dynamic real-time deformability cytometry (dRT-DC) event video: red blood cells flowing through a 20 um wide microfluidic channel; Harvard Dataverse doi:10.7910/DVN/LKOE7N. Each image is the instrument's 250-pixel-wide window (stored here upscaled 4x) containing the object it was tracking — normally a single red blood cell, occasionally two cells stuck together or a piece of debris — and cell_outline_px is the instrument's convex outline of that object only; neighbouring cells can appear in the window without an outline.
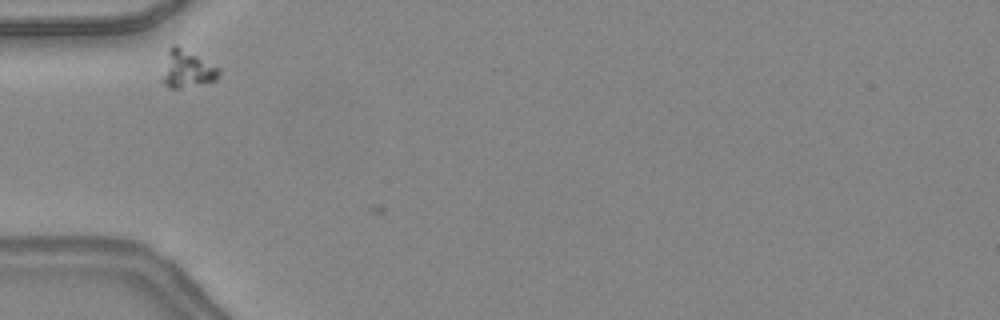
{"species": "common noctule bat (a hibernating species)", "species_latin": "Nyctalus noctula", "temperature_condition": "warm", "stored_images_in_passage": 1, "camera_frame_rate_fps": 3000, "um_per_image_px": 0.085, "animal": {"sex": "female", "body_mass_g": 24.6, "forearm_length_mm": 56.2}, "frame": {"image": 1, "passage_image": 1, "time_ms": 0.0, "image_size_px": [1000, 320], "cell_outline_px": [[220, 76], [216, 80], [180, 88], [168, 88], [160, 80], [168, 48], [172, 44], [176, 44], [220, 68]], "centroid_in_image_um": [15.86, 5.86], "position_along_channel_um": 69.1, "area_um2": 12.48}}